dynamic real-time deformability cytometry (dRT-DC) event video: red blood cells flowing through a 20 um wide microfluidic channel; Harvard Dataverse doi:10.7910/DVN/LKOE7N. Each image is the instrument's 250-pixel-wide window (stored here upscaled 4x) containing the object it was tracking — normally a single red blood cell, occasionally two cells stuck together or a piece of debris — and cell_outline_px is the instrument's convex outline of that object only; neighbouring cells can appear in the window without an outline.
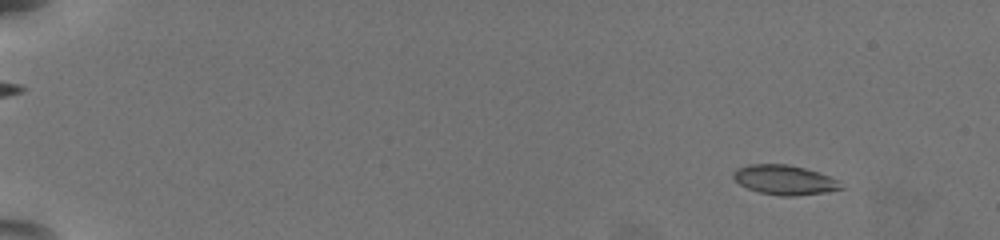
{"species": "common noctule bat (a hibernating species)", "species_latin": "Nyctalus noctula", "temperature_condition": "warm", "stored_images_in_passage": 59, "camera_frame_rate_fps": 3000, "um_per_image_px": 0.085, "animal": {"sex": "female", "body_mass_g": 19.5, "forearm_length_mm": 54.1}, "frame": {"image": 1, "passage_image": 8, "time_ms": 2.333, "image_size_px": [1000, 240], "cell_outline_px": [[844, 188], [824, 192], [796, 196], [780, 196], [760, 192], [748, 188], [740, 184], [732, 176], [732, 172], [736, 168], [748, 164], [788, 164], [804, 168], [840, 180]], "centroid_in_image_um": [66.67, 15.29], "position_along_channel_um": 18.3, "area_um2": 18.55}}
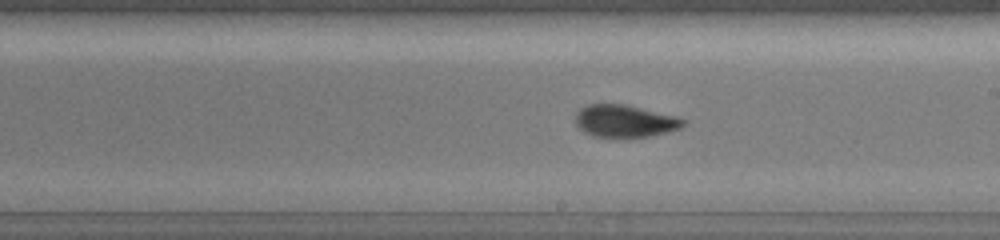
{"frame": {"image": 2, "passage_image": 38, "time_ms": 12.333, "image_size_px": [1000, 240], "cell_outline_px": [[688, 120], [680, 128], [668, 132], [648, 136], [592, 136], [576, 128], [576, 112], [580, 108], [588, 104], [624, 104], [676, 116]], "centroid_in_image_um": [53.09, 10.28], "position_along_channel_um": 235.9, "area_um2": 20.17}}
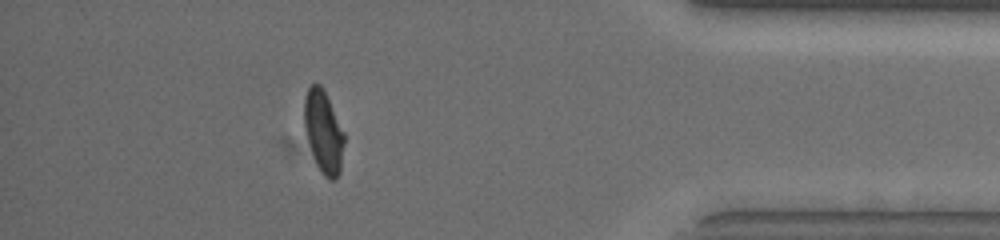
{"frame": {"image": 3, "passage_image": 54, "time_ms": 17.667, "image_size_px": [1000, 240], "cell_outline_px": [[344, 144], [340, 172], [336, 180], [328, 180], [324, 176], [316, 164], [304, 128], [304, 96], [308, 88], [312, 84], [320, 84], [344, 132]], "centroid_in_image_um": [27.49, 11.24], "position_along_channel_um": 407.7, "area_um2": 18.96}, "authors_computed_cell_mechanics": {"area_um2": 19.5364, "velocity_mm_per_s": 3.8093, "shape_relaxation_time_tau1_ms": 3.7475, "shape_relaxation_time_tau2_ms": 1.1073, "deformation_change_tau1": 0.1533, "deformation_change_tau2": 0.0436}}